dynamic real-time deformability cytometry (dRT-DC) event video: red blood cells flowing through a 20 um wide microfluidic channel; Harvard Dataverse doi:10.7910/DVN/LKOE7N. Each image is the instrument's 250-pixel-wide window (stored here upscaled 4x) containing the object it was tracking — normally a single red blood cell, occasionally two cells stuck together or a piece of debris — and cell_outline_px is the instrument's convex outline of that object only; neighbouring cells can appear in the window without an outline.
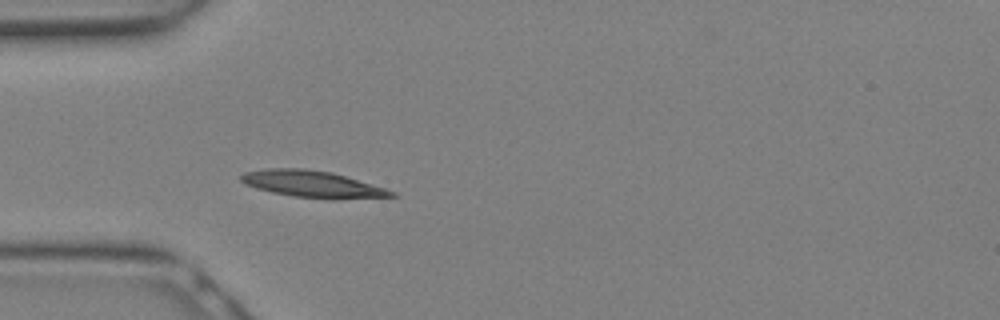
{"species": "Egyptian fruit bat (a non-hibernating species)", "species_latin": "Rousettus aegyptiacus", "temperature_condition": "warm", "stored_images_in_passage": 21, "camera_frame_rate_fps": 3000, "um_per_image_px": 0.085, "animal": {"sex": "female"}, "frame": {"image": 1, "passage_image": 1, "time_ms": 0.0, "image_size_px": [1000, 320], "cell_outline_px": [[400, 196], [332, 200], [292, 196], [272, 192], [256, 188], [244, 184], [240, 180], [240, 176], [244, 172], [268, 168], [304, 168], [332, 172], [384, 188], [396, 192]], "centroid_in_image_um": [26.56, 15.66], "position_along_channel_um": 58.4, "area_um2": 23.58}}
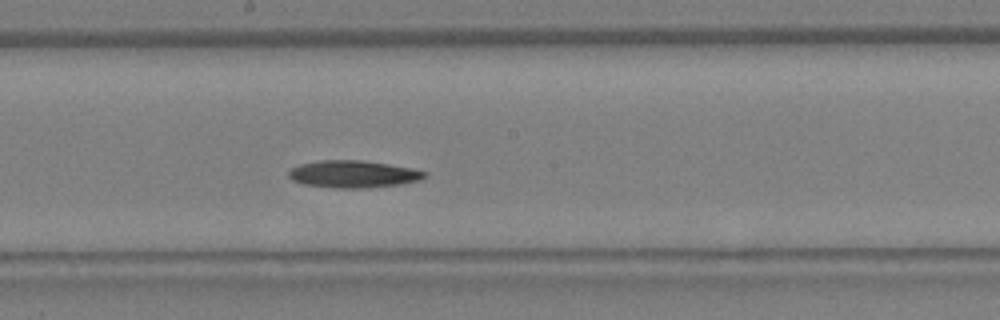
{"frame": {"image": 2, "passage_image": 8, "time_ms": 2.333, "image_size_px": [1000, 320], "cell_outline_px": [[428, 172], [420, 180], [400, 184], [368, 188], [336, 188], [304, 184], [292, 180], [288, 176], [288, 172], [292, 168], [300, 164], [320, 160], [360, 160], [388, 164], [412, 168]], "centroid_in_image_um": [30.02, 14.8], "position_along_channel_um": 218.2, "area_um2": 21.5}}
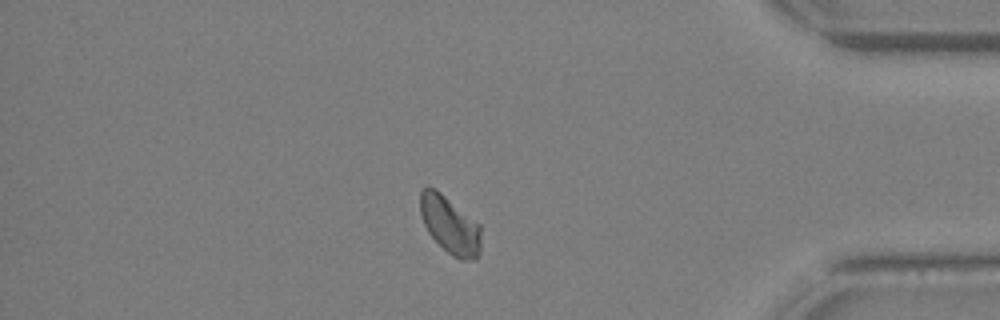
{"frame": {"image": 3, "passage_image": 17, "time_ms": 5.333, "image_size_px": [1000, 320], "cell_outline_px": [[480, 256], [476, 260], [460, 260], [452, 256], [428, 232], [424, 224], [420, 212], [420, 192], [424, 188], [436, 188], [480, 224]], "centroid_in_image_um": [38.27, 19.14], "position_along_channel_um": 396.9, "area_um2": 20.35}}